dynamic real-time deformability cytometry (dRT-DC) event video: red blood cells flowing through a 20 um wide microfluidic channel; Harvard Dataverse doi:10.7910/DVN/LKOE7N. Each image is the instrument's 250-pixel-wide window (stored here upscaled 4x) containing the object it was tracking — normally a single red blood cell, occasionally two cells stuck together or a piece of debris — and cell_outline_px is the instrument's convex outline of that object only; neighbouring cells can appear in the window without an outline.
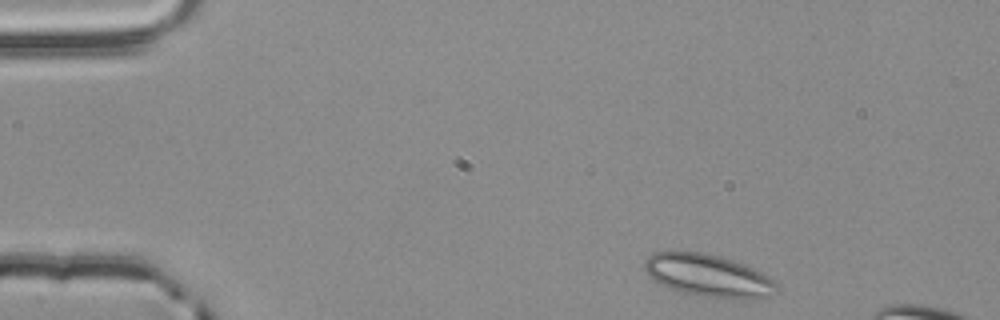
{"species": "common noctule bat (a hibernating species)", "species_latin": "Nyctalus noctula", "temperature_condition": "room temperature", "stored_images_in_passage": 11, "camera_frame_rate_fps": 3000, "um_per_image_px": 0.085, "animal": {"sex": "male", "body_mass_g": 20.4}, "frame": {"image": 1, "passage_image": 2, "time_ms": 0.333, "image_size_px": [1000, 320], "cell_outline_px": [[776, 288], [768, 296], [752, 300], [740, 300], [704, 296], [684, 292], [660, 284], [648, 276], [644, 268], [644, 260], [652, 252], [704, 252], [720, 256], [744, 264], [764, 272], [776, 284]], "centroid_in_image_um": [60.2, 23.42], "position_along_channel_um": 24.8, "area_um2": 32.66}}